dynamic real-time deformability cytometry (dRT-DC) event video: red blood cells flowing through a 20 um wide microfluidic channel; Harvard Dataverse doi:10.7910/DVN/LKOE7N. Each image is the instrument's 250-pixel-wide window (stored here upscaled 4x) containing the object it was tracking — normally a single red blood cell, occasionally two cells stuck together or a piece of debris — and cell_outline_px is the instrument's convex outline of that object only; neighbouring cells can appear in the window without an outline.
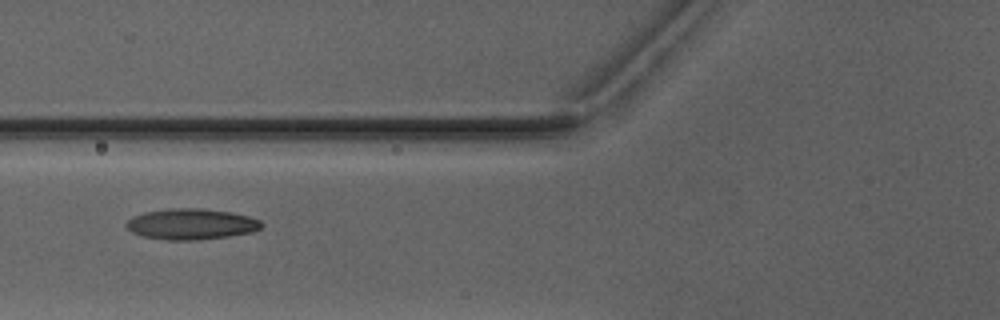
{"species": "Egyptian fruit bat (a non-hibernating species)", "species_latin": "Rousettus aegyptiacus", "temperature_condition": "warm", "stored_images_in_passage": 5, "camera_frame_rate_fps": 3000, "um_per_image_px": 0.085, "animal": {"sex": "male"}, "frame": {"image": 1, "passage_image": 5, "time_ms": 6.333, "image_size_px": [1000, 320], "cell_outline_px": [[264, 224], [260, 228], [252, 232], [228, 236], [196, 240], [164, 240], [144, 236], [132, 232], [124, 224], [132, 216], [144, 212], [168, 208], [204, 208], [232, 212], [248, 216], [260, 220]], "centroid_in_image_um": [16.25, 19.04], "position_along_channel_um": 109.6, "area_um2": 24.45}}